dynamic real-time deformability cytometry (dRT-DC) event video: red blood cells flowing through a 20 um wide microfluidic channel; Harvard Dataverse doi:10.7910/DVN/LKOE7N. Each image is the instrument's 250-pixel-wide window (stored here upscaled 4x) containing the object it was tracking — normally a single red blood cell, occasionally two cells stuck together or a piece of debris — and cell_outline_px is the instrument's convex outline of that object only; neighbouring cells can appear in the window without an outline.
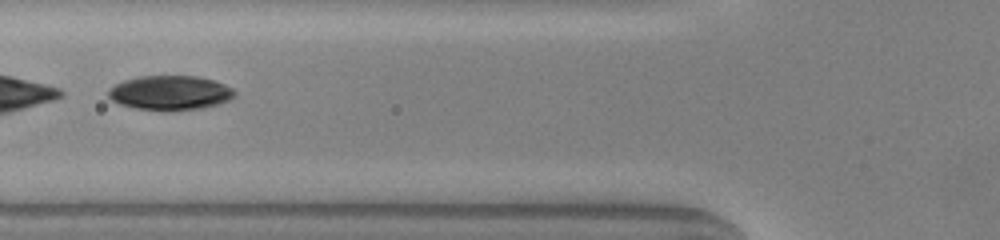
{"species": "common noctule bat (a hibernating species)", "species_latin": "Nyctalus noctula", "temperature_condition": "warm", "stored_images_in_passage": 43, "camera_frame_rate_fps": 3000, "um_per_image_px": 0.085, "animal": {"sex": "male", "body_mass_g": 20.0, "forearm_length_mm": 53.3}, "frame": {"image": 1, "passage_image": 17, "time_ms": 5.333, "image_size_px": [1000, 240], "cell_outline_px": [[236, 96], [220, 104], [200, 108], [136, 108], [120, 104], [112, 100], [108, 96], [108, 92], [116, 84], [124, 80], [140, 76], [196, 76], [216, 80], [232, 88], [236, 92]], "centroid_in_image_um": [14.51, 7.85], "position_along_channel_um": 111.3, "area_um2": 24.62}}
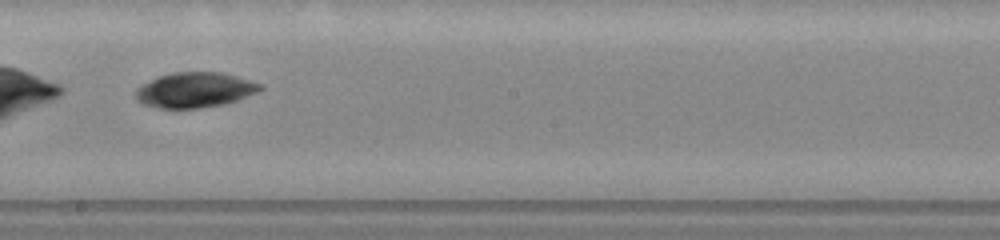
{"frame": {"image": 2, "passage_image": 26, "time_ms": 8.333, "image_size_px": [1000, 240], "cell_outline_px": [[264, 88], [256, 92], [236, 100], [224, 104], [200, 108], [156, 108], [144, 104], [136, 100], [136, 88], [160, 76], [172, 72], [224, 72], [260, 84]], "centroid_in_image_um": [16.54, 7.65], "position_along_channel_um": 231.7, "area_um2": 25.26}}
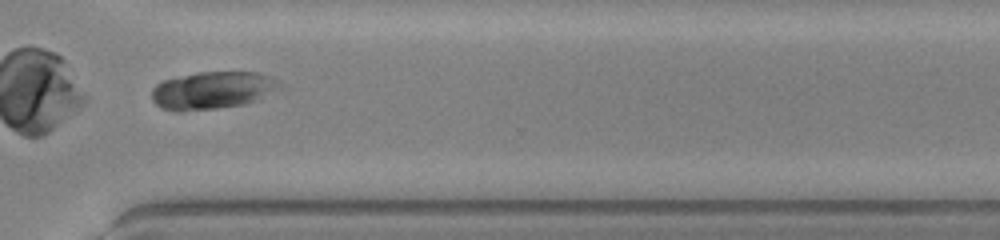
{"frame": {"image": 3, "passage_image": 35, "time_ms": 11.333, "image_size_px": [1000, 240], "cell_outline_px": [[280, 84], [256, 100], [244, 104], [216, 108], [180, 112], [176, 112], [160, 108], [152, 100], [152, 88], [156, 84], [164, 80], [200, 72], [260, 72], [280, 80]], "centroid_in_image_um": [17.98, 7.68], "position_along_channel_um": 352.6, "area_um2": 27.63}, "authors_computed_cell_mechanics": {"area_um2": 26.4146, "velocity_mm_per_s": 4.0103, "shape_relaxation_time_tau1_ms": 0.1986, "shape_relaxation_time_tau2_ms": null, "deformation_change_tau1": 0.2506, "deformation_change_tau2": null}}